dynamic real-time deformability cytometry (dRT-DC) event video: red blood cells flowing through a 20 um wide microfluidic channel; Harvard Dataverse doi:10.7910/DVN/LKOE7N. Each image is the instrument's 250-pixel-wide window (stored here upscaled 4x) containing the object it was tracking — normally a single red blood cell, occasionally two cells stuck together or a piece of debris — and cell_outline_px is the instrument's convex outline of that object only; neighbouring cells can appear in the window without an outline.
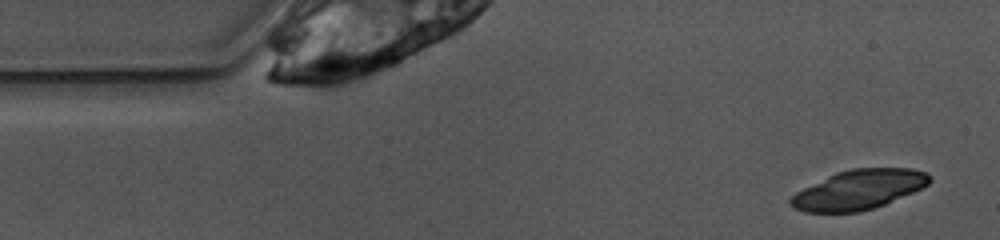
{"species": "common noctule bat (a hibernating species)", "species_latin": "Nyctalus noctula", "temperature_condition": "warm", "stored_images_in_passage": 5, "camera_frame_rate_fps": 3000, "um_per_image_px": 0.085, "animal": {"sex": "female", "body_mass_g": 10.0, "forearm_length_mm": 53.1}, "frame": {"image": 1, "passage_image": 2, "time_ms": 0.333, "image_size_px": [1000, 240], "cell_outline_px": [[932, 180], [928, 184], [912, 192], [884, 204], [860, 212], [804, 212], [792, 208], [788, 204], [788, 200], [796, 192], [836, 172], [852, 168], [912, 168], [928, 172], [932, 176]], "centroid_in_image_um": [72.98, 16.11], "position_along_channel_um": 12.0, "area_um2": 31.96}}